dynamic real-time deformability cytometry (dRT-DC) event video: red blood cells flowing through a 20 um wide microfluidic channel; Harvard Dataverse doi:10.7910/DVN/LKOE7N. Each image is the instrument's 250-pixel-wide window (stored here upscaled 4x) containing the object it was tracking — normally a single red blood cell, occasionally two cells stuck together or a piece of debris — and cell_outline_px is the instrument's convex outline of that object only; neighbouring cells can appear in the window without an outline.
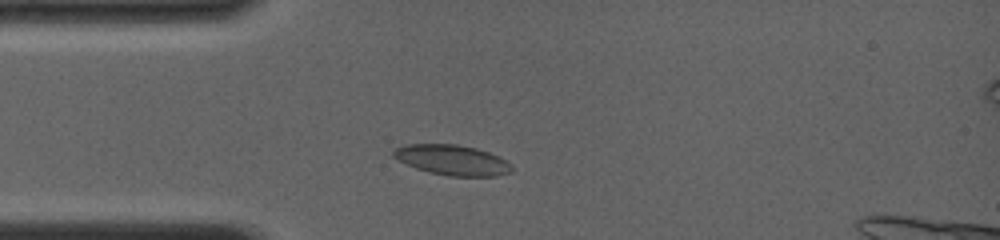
{"species": "common noctule bat (a hibernating species)", "species_latin": "Nyctalus noctula", "temperature_condition": "room temperature", "stored_images_in_passage": 4, "camera_frame_rate_fps": 4000, "um_per_image_px": 0.085, "animal": {"sex": "female", "body_mass_g": 19.0, "forearm_length_mm": 56.7}, "frame": {"image": 1, "passage_image": 3, "time_ms": 2.25, "image_size_px": [1000, 240], "cell_outline_px": [[512, 172], [496, 176], [448, 176], [428, 172], [416, 168], [392, 156], [392, 152], [396, 148], [408, 144], [456, 144], [476, 148], [488, 152], [512, 164]], "centroid_in_image_um": [38.45, 13.61], "position_along_channel_um": 46.6, "area_um2": 20.69}}
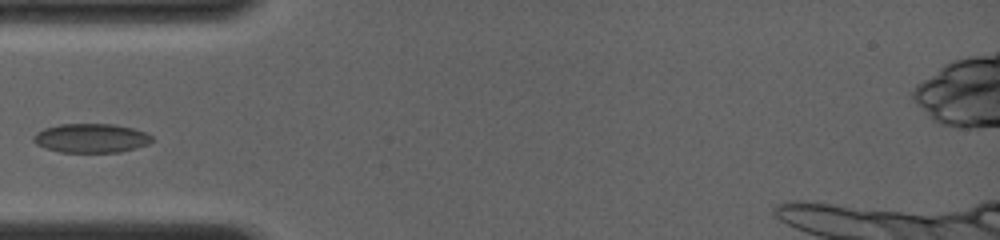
{"frame": {"image": 2, "passage_image": 4, "time_ms": 3.25, "image_size_px": [1000, 240], "cell_outline_px": [[152, 140], [148, 144], [136, 148], [120, 152], [60, 152], [44, 148], [36, 144], [32, 140], [32, 136], [36, 132], [44, 128], [60, 124], [116, 124], [132, 128], [144, 132], [152, 136]], "centroid_in_image_um": [7.71, 11.74], "position_along_channel_um": 77.3, "area_um2": 20.17}}